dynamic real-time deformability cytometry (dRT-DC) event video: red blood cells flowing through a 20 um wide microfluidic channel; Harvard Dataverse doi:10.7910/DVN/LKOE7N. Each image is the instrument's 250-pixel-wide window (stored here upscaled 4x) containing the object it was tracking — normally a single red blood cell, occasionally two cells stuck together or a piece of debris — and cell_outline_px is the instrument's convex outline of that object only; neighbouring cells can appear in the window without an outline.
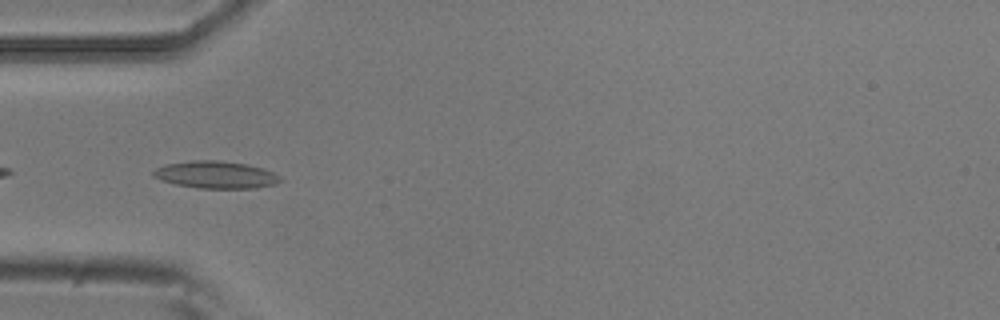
{"species": "common noctule bat (a hibernating species)", "species_latin": "Nyctalus noctula", "temperature_condition": "room temperature", "stored_images_in_passage": 7, "camera_frame_rate_fps": 3000, "um_per_image_px": 0.085, "animal": {"sex": "male", "body_mass_g": 20.5, "forearm_length_mm": 52.5}, "frame": {"image": 1, "passage_image": 5, "time_ms": 1.333, "image_size_px": [1000, 320], "cell_outline_px": [[284, 180], [276, 184], [256, 188], [200, 188], [176, 184], [160, 180], [152, 176], [152, 172], [156, 168], [164, 164], [192, 160], [216, 160], [248, 164], [264, 168], [280, 176]], "centroid_in_image_um": [18.35, 14.85], "position_along_channel_um": 66.6, "area_um2": 20.35}}
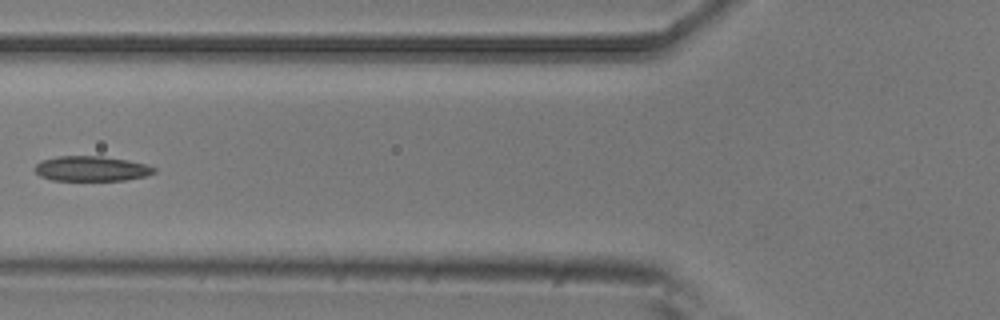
{"frame": {"image": 2, "passage_image": 6, "time_ms": 1.667, "image_size_px": [1000, 320], "cell_outline_px": [[156, 172], [144, 176], [124, 180], [52, 180], [40, 176], [32, 168], [40, 160], [60, 156], [104, 156], [128, 160], [144, 164], [156, 168]], "centroid_in_image_um": [7.73, 14.33], "position_along_channel_um": 118.1, "area_um2": 17.4}}
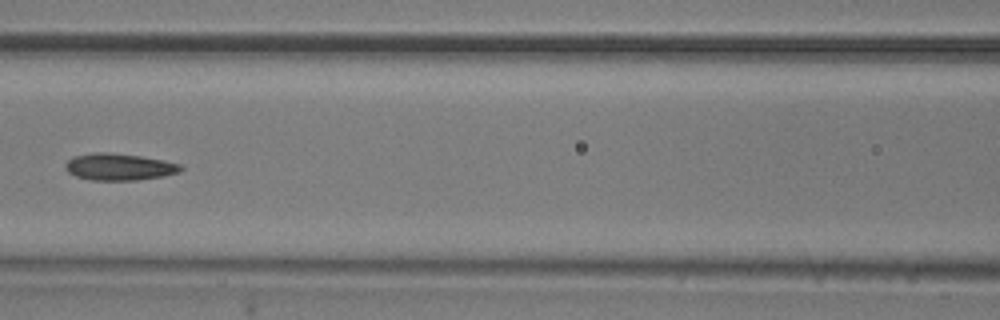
{"frame": {"image": 3, "passage_image": 7, "time_ms": 2.0, "image_size_px": [1000, 320], "cell_outline_px": [[184, 168], [180, 172], [164, 176], [136, 180], [92, 180], [76, 176], [68, 172], [64, 164], [72, 156], [96, 152], [108, 152], [140, 156], [164, 160], [180, 164]], "centroid_in_image_um": [10.14, 14.18], "position_along_channel_um": 156.5, "area_um2": 18.09}}